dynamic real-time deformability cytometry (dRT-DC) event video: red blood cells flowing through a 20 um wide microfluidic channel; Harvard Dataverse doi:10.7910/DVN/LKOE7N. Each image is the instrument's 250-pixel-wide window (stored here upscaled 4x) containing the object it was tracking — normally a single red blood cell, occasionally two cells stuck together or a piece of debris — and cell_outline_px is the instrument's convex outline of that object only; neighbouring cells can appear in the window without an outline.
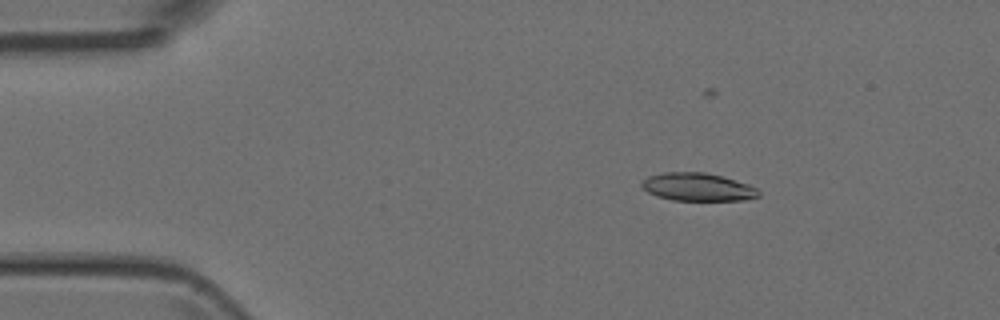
{"species": "Egyptian fruit bat (a non-hibernating species)", "species_latin": "Rousettus aegyptiacus", "temperature_condition": "room temperature", "stored_images_in_passage": 4, "camera_frame_rate_fps": 3000, "um_per_image_px": 0.085, "animal": {"sex": "female"}, "frame": {"image": 1, "passage_image": 3, "time_ms": 2.333, "image_size_px": [1000, 320], "cell_outline_px": [[760, 196], [744, 200], [672, 200], [656, 196], [648, 192], [640, 184], [648, 176], [664, 172], [704, 172], [720, 176], [748, 184], [756, 188], [760, 192]], "centroid_in_image_um": [59.3, 15.9], "position_along_channel_um": 25.7, "area_um2": 18.9}}